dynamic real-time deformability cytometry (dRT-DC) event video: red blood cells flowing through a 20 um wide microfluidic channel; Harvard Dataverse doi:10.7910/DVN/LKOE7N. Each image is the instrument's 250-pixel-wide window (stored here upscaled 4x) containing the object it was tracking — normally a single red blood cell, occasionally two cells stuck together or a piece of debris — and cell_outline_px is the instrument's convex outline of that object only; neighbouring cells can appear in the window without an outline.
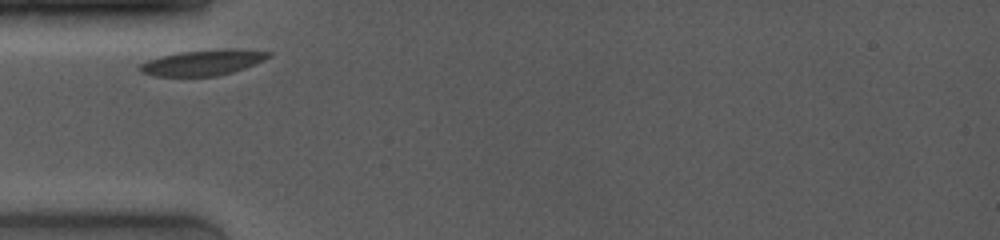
{"species": "common noctule bat (a hibernating species)", "species_latin": "Nyctalus noctula", "temperature_condition": "room temperature", "stored_images_in_passage": 10, "camera_frame_rate_fps": 4000, "um_per_image_px": 0.085, "animal": {"sex": "female", "body_mass_g": 19.0, "forearm_length_mm": 53.3}, "frame": {"image": 1, "passage_image": 1, "time_ms": 0.0, "image_size_px": [1000, 240], "cell_outline_px": [[272, 56], [264, 60], [244, 68], [232, 72], [216, 76], [152, 76], [140, 72], [136, 68], [140, 64], [148, 60], [160, 56], [180, 52], [224, 48], [240, 48], [272, 52]], "centroid_in_image_um": [17.25, 5.3], "position_along_channel_um": 67.7, "area_um2": 19.48}}
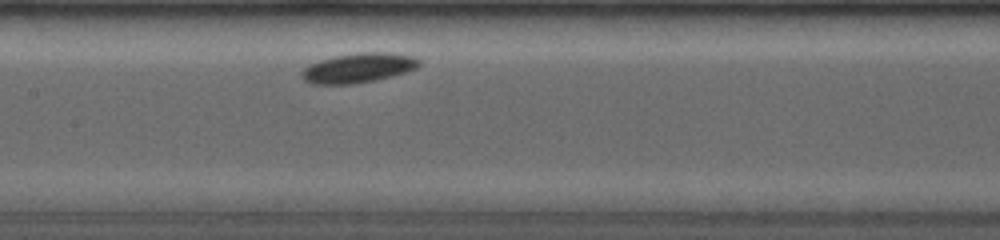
{"frame": {"image": 2, "passage_image": 7, "time_ms": 3.0, "image_size_px": [1000, 240], "cell_outline_px": [[420, 64], [416, 68], [392, 76], [352, 84], [312, 84], [304, 80], [300, 76], [300, 72], [308, 64], [320, 60], [336, 56], [364, 52], [388, 52], [412, 56], [420, 60]], "centroid_in_image_um": [30.42, 5.77], "position_along_channel_um": 177.0, "area_um2": 20.11}}